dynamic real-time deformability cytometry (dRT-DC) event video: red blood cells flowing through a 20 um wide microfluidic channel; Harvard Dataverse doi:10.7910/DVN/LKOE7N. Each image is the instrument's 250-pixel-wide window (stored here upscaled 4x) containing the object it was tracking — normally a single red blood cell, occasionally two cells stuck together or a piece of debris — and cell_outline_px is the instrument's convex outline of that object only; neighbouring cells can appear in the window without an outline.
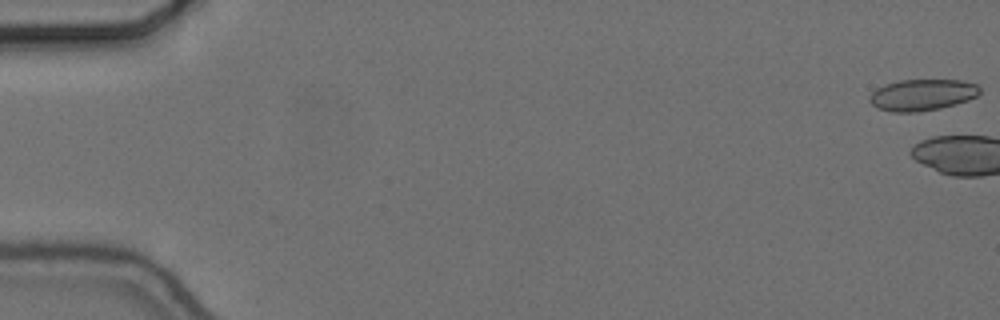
{"species": "common noctule bat (a hibernating species)", "species_latin": "Nyctalus noctula", "temperature_condition": "cold", "stored_images_in_passage": 4, "camera_frame_rate_fps": 3000, "um_per_image_px": 0.085, "animal": {"sex": "female", "body_mass_g": 24.6, "forearm_length_mm": 56.2}, "frame": {"image": 1, "passage_image": 1, "time_ms": 0.0, "image_size_px": [1000, 320], "cell_outline_px": [[980, 92], [976, 96], [968, 100], [956, 104], [940, 108], [916, 112], [892, 112], [880, 108], [872, 104], [868, 100], [872, 92], [876, 88], [884, 84], [900, 80], [960, 80], [976, 84], [980, 88]], "centroid_in_image_um": [78.38, 8.06], "position_along_channel_um": 6.6, "area_um2": 20.11}}